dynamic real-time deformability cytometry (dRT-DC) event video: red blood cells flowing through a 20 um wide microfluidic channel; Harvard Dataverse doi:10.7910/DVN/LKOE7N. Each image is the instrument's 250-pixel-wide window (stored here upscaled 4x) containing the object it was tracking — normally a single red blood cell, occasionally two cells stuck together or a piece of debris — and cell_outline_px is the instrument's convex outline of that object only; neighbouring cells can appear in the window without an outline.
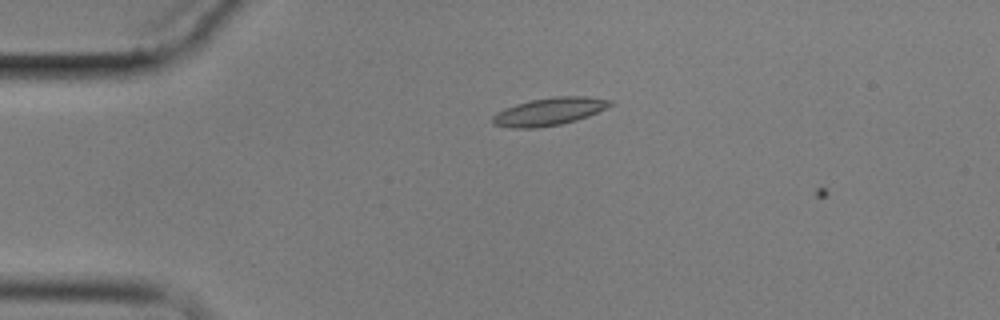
{"species": "common noctule bat (a hibernating species)", "species_latin": "Nyctalus noctula", "temperature_condition": "cold", "stored_images_in_passage": 4, "camera_frame_rate_fps": 3000, "um_per_image_px": 0.085, "animal": {"sex": "male", "body_mass_g": 17.9}, "frame": {"image": 1, "passage_image": 1, "time_ms": 0.0, "image_size_px": [1000, 320], "cell_outline_px": [[612, 104], [588, 116], [576, 120], [560, 124], [536, 128], [508, 128], [492, 124], [492, 116], [496, 112], [504, 108], [516, 104], [532, 100], [556, 96], [588, 96], [612, 100]], "centroid_in_image_um": [46.63, 9.48], "position_along_channel_um": 38.4, "area_um2": 18.9}}